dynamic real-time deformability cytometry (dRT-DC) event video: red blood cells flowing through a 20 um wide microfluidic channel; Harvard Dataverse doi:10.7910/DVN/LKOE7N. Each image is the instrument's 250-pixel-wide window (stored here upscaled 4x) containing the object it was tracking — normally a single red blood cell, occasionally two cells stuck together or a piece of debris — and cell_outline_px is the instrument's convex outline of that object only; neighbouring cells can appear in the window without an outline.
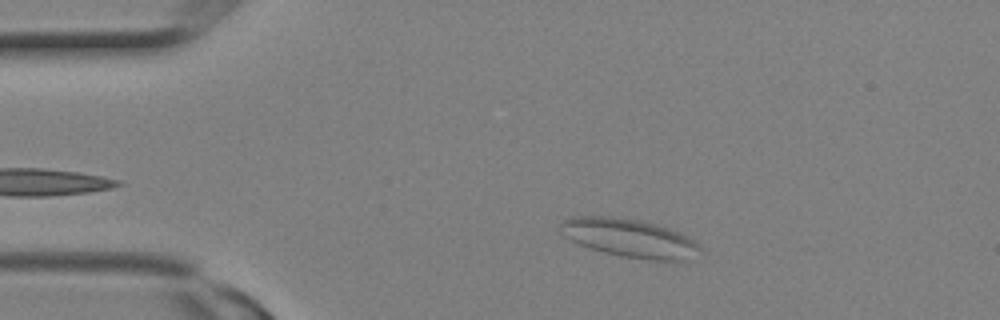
{"species": "Egyptian fruit bat (a non-hibernating species)", "species_latin": "Rousettus aegyptiacus", "temperature_condition": "room temperature", "stored_images_in_passage": 9, "camera_frame_rate_fps": 3000, "um_per_image_px": 0.085, "animal": {"sex": "female"}, "frame": {"image": 1, "passage_image": 3, "time_ms": 0.667, "image_size_px": [1000, 320], "cell_outline_px": [[704, 248], [684, 260], [648, 260], [620, 256], [604, 252], [580, 244], [564, 236], [560, 232], [560, 224], [564, 220], [572, 216], [608, 216], [640, 220], [656, 224], [680, 232], [696, 240]], "centroid_in_image_um": [53.52, 20.22], "position_along_channel_um": 31.5, "area_um2": 31.21}}
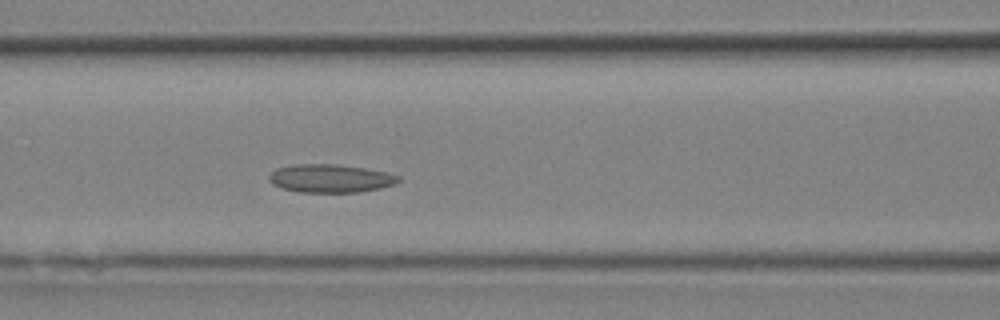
{"frame": {"image": 2, "passage_image": 9, "time_ms": 2.667, "image_size_px": [1000, 320], "cell_outline_px": [[400, 180], [396, 184], [380, 188], [360, 192], [300, 192], [284, 188], [272, 184], [268, 180], [268, 176], [276, 168], [292, 164], [336, 164], [364, 168], [388, 172], [400, 176]], "centroid_in_image_um": [28.09, 15.16], "position_along_channel_um": 138.5, "area_um2": 21.39}}